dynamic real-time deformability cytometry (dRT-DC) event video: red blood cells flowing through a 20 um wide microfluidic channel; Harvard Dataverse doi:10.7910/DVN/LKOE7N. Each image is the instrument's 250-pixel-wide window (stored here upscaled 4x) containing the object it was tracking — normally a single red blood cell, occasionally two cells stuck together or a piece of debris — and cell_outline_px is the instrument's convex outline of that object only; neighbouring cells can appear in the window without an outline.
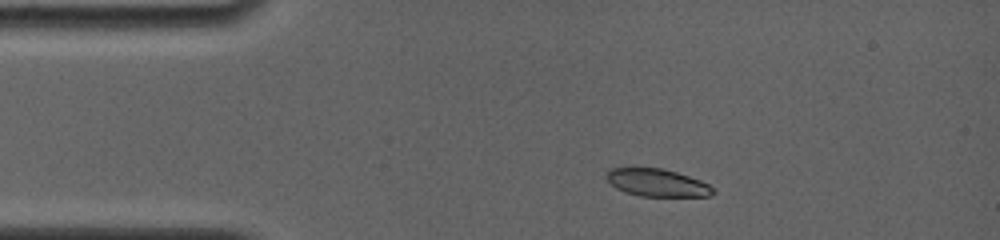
{"species": "common noctule bat (a hibernating species)", "species_latin": "Nyctalus noctula", "temperature_condition": "room temperature", "stored_images_in_passage": 5, "camera_frame_rate_fps": 4000, "um_per_image_px": 0.085, "animal": {"sex": "female", "body_mass_g": 19.0, "forearm_length_mm": 56.7}, "frame": {"image": 1, "passage_image": 2, "time_ms": 0.75, "image_size_px": [1000, 240], "cell_outline_px": [[716, 192], [712, 196], [640, 196], [624, 192], [616, 188], [604, 176], [612, 168], [660, 168], [676, 172], [700, 180], [708, 184]], "centroid_in_image_um": [55.86, 15.54], "position_along_channel_um": 29.1, "area_um2": 16.99}}
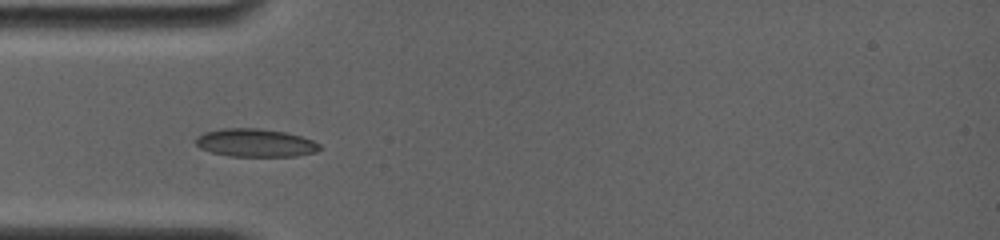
{"frame": {"image": 2, "passage_image": 4, "time_ms": 2.75, "image_size_px": [1000, 240], "cell_outline_px": [[320, 148], [316, 152], [296, 156], [228, 156], [212, 152], [200, 148], [196, 144], [196, 136], [204, 132], [224, 128], [256, 128], [284, 132], [300, 136], [312, 140], [320, 144]], "centroid_in_image_um": [21.69, 12.14], "position_along_channel_um": 63.3, "area_um2": 20.17}}